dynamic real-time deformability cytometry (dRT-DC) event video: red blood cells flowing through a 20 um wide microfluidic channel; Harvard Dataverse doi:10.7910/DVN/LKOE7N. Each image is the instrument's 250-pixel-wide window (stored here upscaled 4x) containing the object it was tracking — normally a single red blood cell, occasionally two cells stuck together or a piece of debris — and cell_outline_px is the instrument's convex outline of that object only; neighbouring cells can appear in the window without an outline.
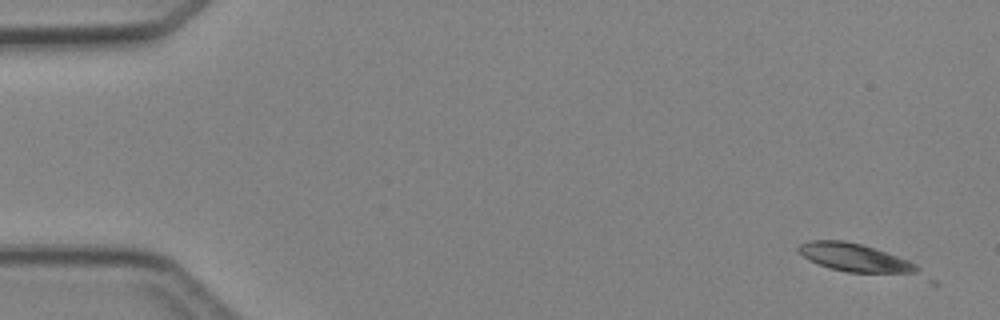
{"species": "Egyptian fruit bat (a non-hibernating species)", "species_latin": "Rousettus aegyptiacus", "temperature_condition": "cold", "stored_images_in_passage": 4, "camera_frame_rate_fps": 3000, "um_per_image_px": 0.085, "animal": {"sex": "female"}, "frame": {"image": 1, "passage_image": 1, "time_ms": 0.0, "image_size_px": [1000, 320], "cell_outline_px": [[940, 284], [932, 284], [848, 272], [828, 268], [804, 256], [796, 248], [800, 244], [812, 240], [844, 240], [860, 244], [908, 260], [916, 264], [936, 280]], "centroid_in_image_um": [73.35, 22.15], "position_along_channel_um": 11.7, "area_um2": 22.6}}
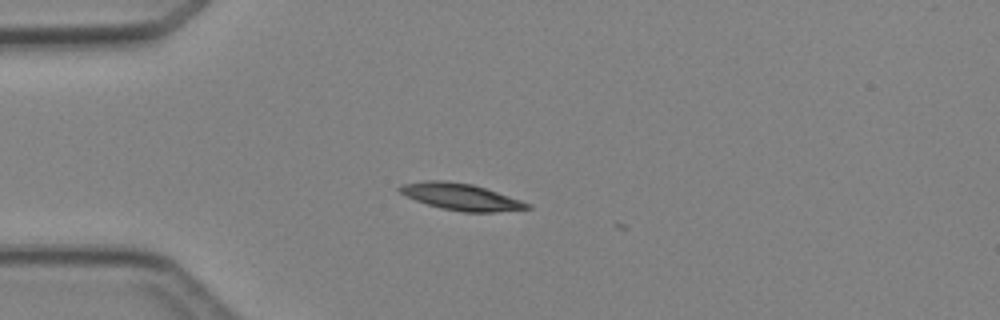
{"frame": {"image": 2, "passage_image": 3, "time_ms": 3.333, "image_size_px": [1000, 320], "cell_outline_px": [[532, 208], [492, 212], [464, 212], [440, 208], [416, 200], [400, 192], [396, 188], [400, 184], [428, 180], [444, 180], [472, 184], [532, 204]], "centroid_in_image_um": [39.15, 16.72], "position_along_channel_um": 45.8, "area_um2": 19.59}}